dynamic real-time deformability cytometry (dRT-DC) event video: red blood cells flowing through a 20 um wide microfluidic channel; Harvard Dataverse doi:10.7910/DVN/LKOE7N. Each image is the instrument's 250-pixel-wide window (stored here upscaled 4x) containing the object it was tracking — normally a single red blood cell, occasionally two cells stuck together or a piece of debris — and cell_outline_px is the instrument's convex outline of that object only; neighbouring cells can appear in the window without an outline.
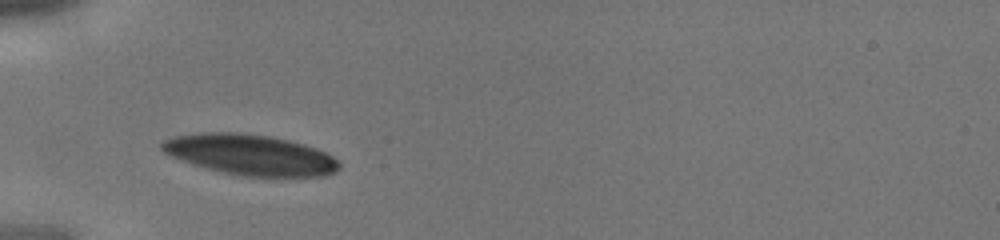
{"species": "human", "species_latin": "Homo sapiens", "temperature_condition": "cold", "stored_images_in_passage": 5, "camera_frame_rate_fps": 3000, "um_per_image_px": 0.085, "donor": {"sex": "male"}, "frame": {"image": 1, "passage_image": 1, "time_ms": 0.0, "image_size_px": [1000, 240], "cell_outline_px": [[340, 168], [336, 172], [324, 176], [240, 176], [220, 172], [192, 164], [172, 156], [164, 152], [160, 148], [160, 140], [172, 136], [200, 132], [240, 132], [268, 136], [288, 140], [304, 144], [316, 148], [332, 156], [340, 164]], "centroid_in_image_um": [21.22, 13.14], "position_along_channel_um": 63.8, "area_um2": 42.14}}
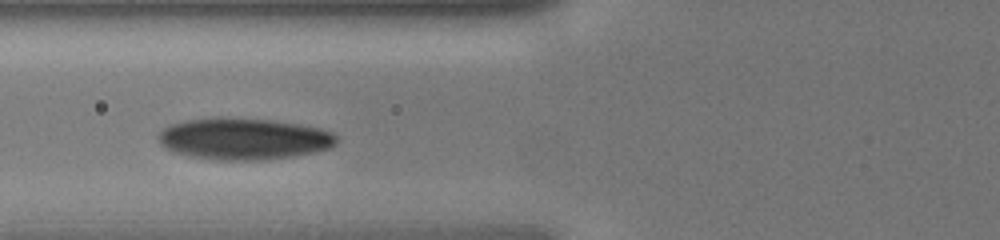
{"frame": {"image": 2, "passage_image": 3, "time_ms": 0.667, "image_size_px": [1000, 240], "cell_outline_px": [[340, 140], [332, 148], [316, 152], [296, 156], [268, 160], [216, 160], [192, 156], [176, 152], [164, 148], [160, 144], [156, 136], [168, 124], [188, 120], [212, 116], [228, 116], [272, 120], [300, 124], [320, 128], [332, 132]], "centroid_in_image_um": [20.74, 11.79], "position_along_channel_um": 105.1, "area_um2": 44.16}}
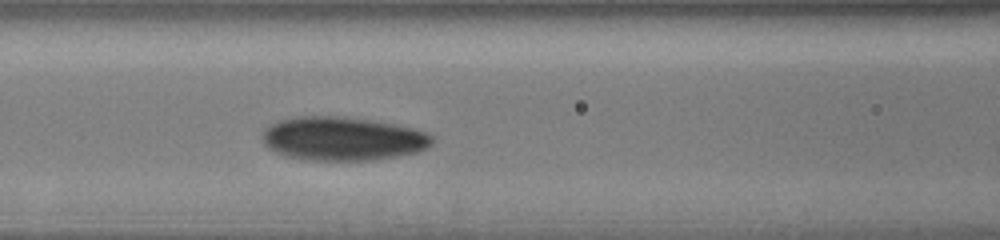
{"frame": {"image": 3, "passage_image": 5, "time_ms": 1.333, "image_size_px": [1000, 240], "cell_outline_px": [[432, 144], [428, 148], [420, 152], [372, 160], [304, 160], [284, 156], [268, 148], [264, 144], [260, 136], [264, 128], [280, 120], [296, 116], [344, 116], [372, 120], [412, 128], [428, 132], [432, 136]], "centroid_in_image_um": [29.1, 11.79], "position_along_channel_um": 137.5, "area_um2": 43.64}}